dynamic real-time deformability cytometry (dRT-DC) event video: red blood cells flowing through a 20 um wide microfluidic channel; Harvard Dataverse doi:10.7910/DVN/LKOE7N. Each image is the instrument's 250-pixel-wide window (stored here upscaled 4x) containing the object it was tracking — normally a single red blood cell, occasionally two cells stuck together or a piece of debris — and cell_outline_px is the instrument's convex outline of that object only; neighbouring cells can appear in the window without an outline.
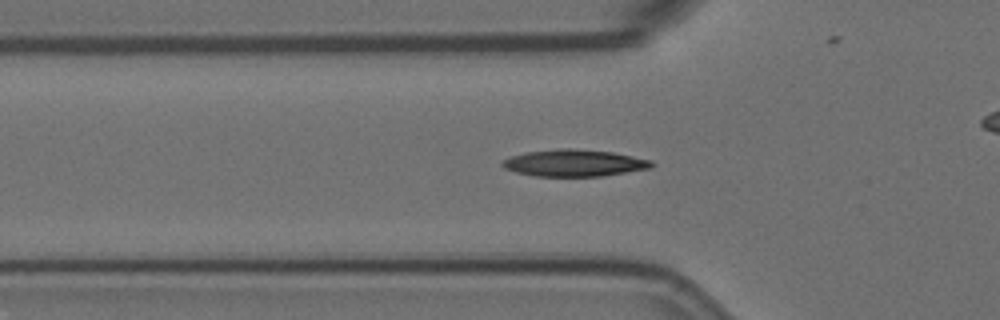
{"species": "Egyptian fruit bat (a non-hibernating species)", "species_latin": "Rousettus aegyptiacus", "temperature_condition": "room temperature", "stored_images_in_passage": 57, "camera_frame_rate_fps": 3000, "um_per_image_px": 0.085, "animal": {"sex": "female"}, "frame": {"image": 1, "passage_image": 18, "time_ms": 5.667, "image_size_px": [1000, 320], "cell_outline_px": [[656, 164], [652, 168], [604, 176], [536, 176], [516, 172], [504, 168], [500, 164], [504, 160], [512, 156], [524, 152], [560, 148], [572, 148], [612, 152], [652, 160]], "centroid_in_image_um": [48.84, 13.85], "position_along_channel_um": 77.0, "area_um2": 23.47}}
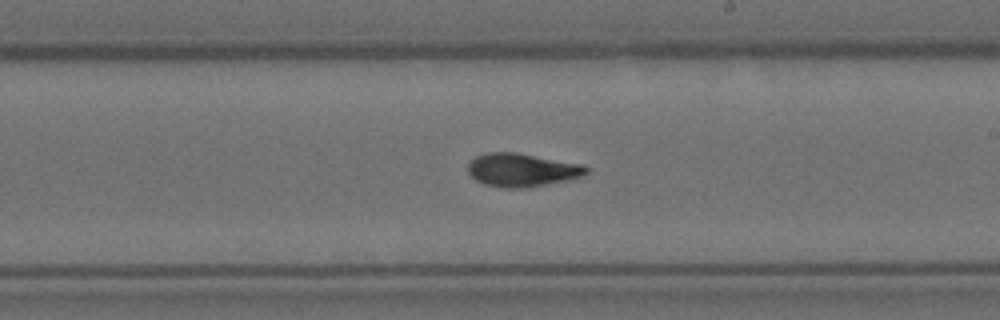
{"frame": {"image": 2, "passage_image": 32, "time_ms": 10.333, "image_size_px": [1000, 320], "cell_outline_px": [[588, 172], [580, 176], [564, 180], [544, 184], [520, 188], [508, 188], [484, 184], [476, 180], [468, 172], [468, 164], [476, 156], [488, 152], [516, 152], [584, 164], [588, 168]], "centroid_in_image_um": [44.35, 14.42], "position_along_channel_um": 244.7, "area_um2": 22.66}}
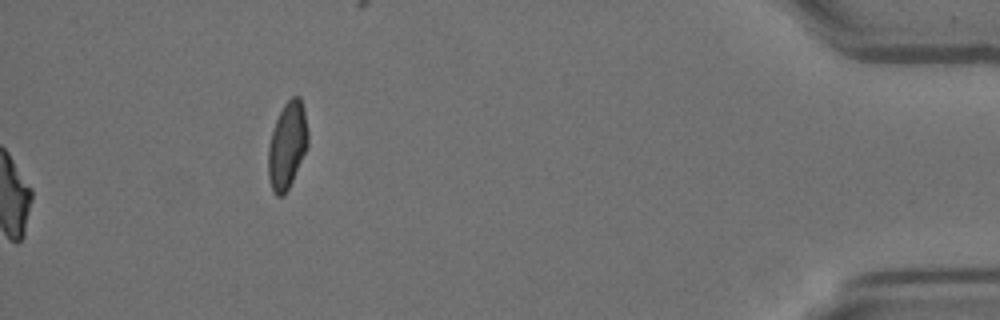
{"frame": {"image": 3, "passage_image": 57, "time_ms": 18.667, "image_size_px": [1000, 320], "cell_outline_px": [[308, 144], [292, 180], [284, 196], [276, 196], [272, 192], [268, 176], [268, 148], [272, 132], [276, 120], [284, 104], [292, 96], [300, 96], [304, 112], [308, 132]], "centroid_in_image_um": [24.4, 12.37], "position_along_channel_um": 410.8, "area_um2": 19.83}, "authors_computed_cell_mechanics": {"area_um2": 21.8484, "velocity_mm_per_s": 3.5674, "shape_relaxation_time_tau1_ms": 9.0905, "shape_relaxation_time_tau2_ms": 3.2329, "deformation_change_tau1": 0.2569, "deformation_change_tau2": 0.0938}}